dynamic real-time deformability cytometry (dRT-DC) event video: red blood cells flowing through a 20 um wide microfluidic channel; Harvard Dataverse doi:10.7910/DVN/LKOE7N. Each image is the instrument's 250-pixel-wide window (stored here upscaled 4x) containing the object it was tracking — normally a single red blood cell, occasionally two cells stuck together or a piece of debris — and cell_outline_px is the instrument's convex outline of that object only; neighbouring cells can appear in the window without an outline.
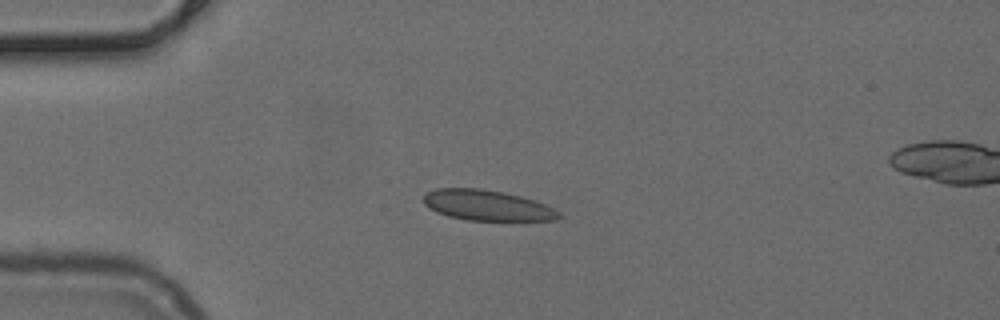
{"species": "common noctule bat (a hibernating species)", "species_latin": "Nyctalus noctula", "temperature_condition": "cold", "stored_images_in_passage": 40, "segment_of_instrument_passage": [1, 2], "camera_frame_rate_fps": 3000, "um_per_image_px": 0.085, "animal": {"sex": "female", "body_mass_g": 24.6, "forearm_length_mm": 56.2}, "frame": {"image": 1, "passage_image": 1, "time_ms": 0.0, "image_size_px": [1000, 320], "cell_outline_px": [[564, 216], [556, 220], [468, 220], [448, 216], [436, 212], [424, 204], [424, 196], [428, 192], [436, 188], [480, 188], [504, 192], [536, 200], [560, 212]], "centroid_in_image_um": [41.42, 17.45], "position_along_channel_um": 43.6, "area_um2": 24.04}}
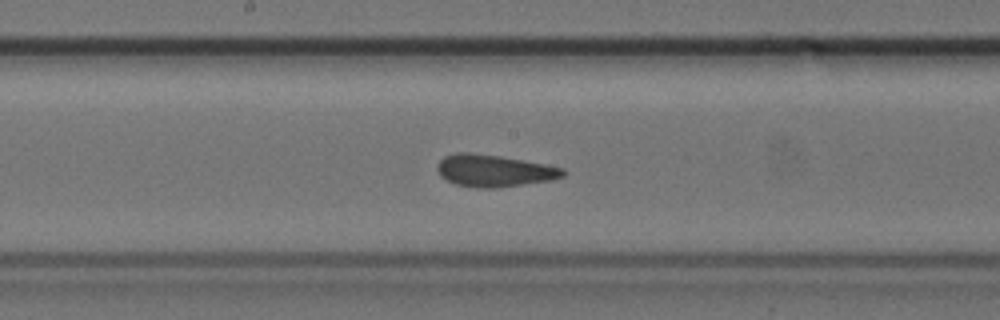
{"frame": {"image": 2, "passage_image": 15, "time_ms": 4.667, "image_size_px": [1000, 320], "cell_outline_px": [[568, 172], [564, 176], [552, 180], [500, 188], [476, 188], [456, 184], [440, 176], [436, 168], [436, 164], [444, 156], [456, 152], [468, 152], [500, 156], [524, 160], [564, 168]], "centroid_in_image_um": [42.0, 14.51], "position_along_channel_um": 206.2, "area_um2": 23.76}}
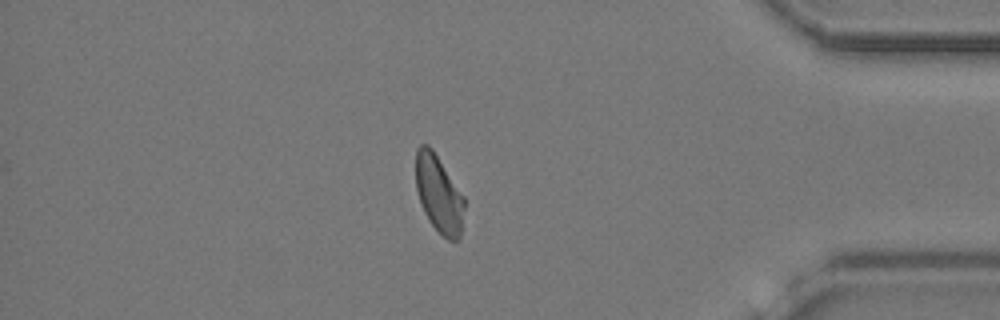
{"frame": {"image": 3, "passage_image": 32, "time_ms": 10.333, "image_size_px": [1000, 320], "cell_outline_px": [[464, 208], [460, 240], [448, 240], [428, 220], [424, 212], [416, 188], [416, 148], [420, 144], [428, 144], [432, 148], [464, 196]], "centroid_in_image_um": [37.3, 16.47], "position_along_channel_um": 397.9, "area_um2": 21.79}}